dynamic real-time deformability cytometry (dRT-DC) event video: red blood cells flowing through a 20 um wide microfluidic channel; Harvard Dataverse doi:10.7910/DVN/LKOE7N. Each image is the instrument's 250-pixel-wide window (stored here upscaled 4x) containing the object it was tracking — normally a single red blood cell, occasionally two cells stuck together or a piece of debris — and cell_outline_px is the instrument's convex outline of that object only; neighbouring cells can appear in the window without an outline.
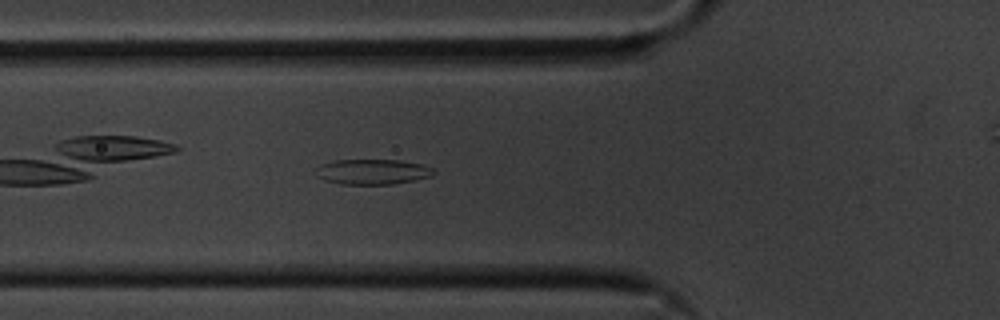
{"species": "common noctule bat (a hibernating species)", "species_latin": "Nyctalus noctula", "temperature_condition": "cold", "stored_images_in_passage": 43, "camera_frame_rate_fps": 3000, "um_per_image_px": 0.085, "animal": {"sex": "male", "body_mass_g": 20.1, "forearm_length_mm": 53.5}, "frame": {"image": 1, "passage_image": 6, "time_ms": 1.667, "image_size_px": [1000, 320], "cell_outline_px": [[436, 172], [432, 176], [416, 180], [392, 184], [340, 184], [324, 180], [316, 176], [316, 168], [320, 164], [336, 160], [400, 160], [424, 164], [432, 168]], "centroid_in_image_um": [31.68, 14.6], "position_along_channel_um": 94.1, "area_um2": 17.51}}
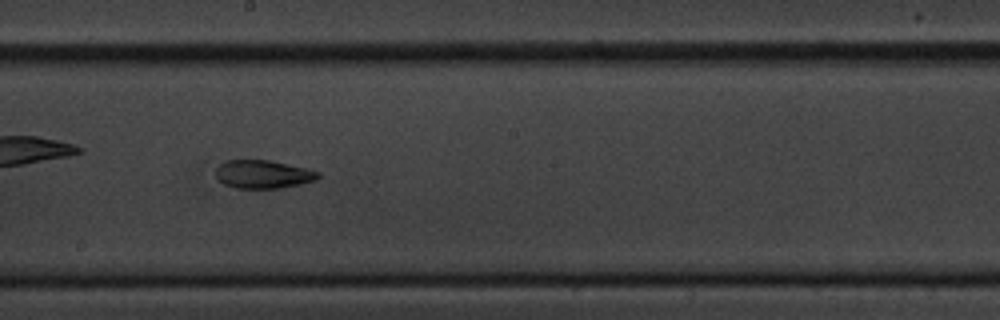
{"frame": {"image": 2, "passage_image": 17, "time_ms": 5.333, "image_size_px": [1000, 320], "cell_outline_px": [[320, 176], [316, 180], [300, 184], [280, 188], [236, 188], [224, 184], [216, 180], [216, 168], [224, 160], [268, 160], [308, 168], [320, 172]], "centroid_in_image_um": [22.35, 14.81], "position_along_channel_um": 225.9, "area_um2": 16.99}}
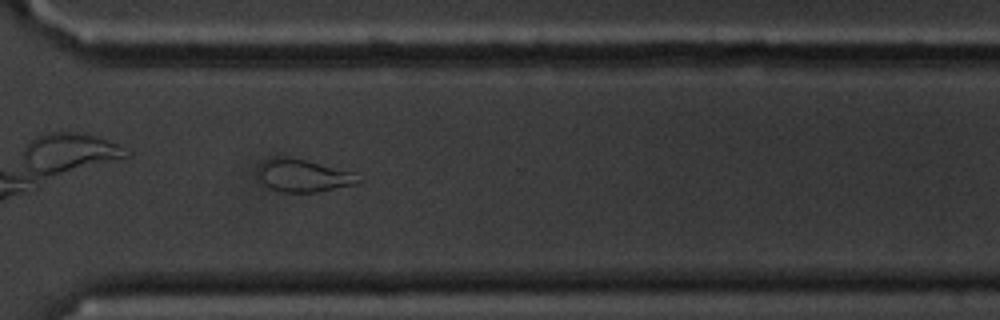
{"frame": {"image": 3, "passage_image": 27, "time_ms": 8.667, "image_size_px": [1000, 320], "cell_outline_px": [[364, 180], [360, 184], [316, 192], [284, 192], [272, 188], [264, 184], [256, 172], [256, 168], [260, 164], [276, 156], [284, 156], [304, 160], [352, 172]], "centroid_in_image_um": [25.8, 14.94], "position_along_channel_um": 344.8, "area_um2": 18.96}}